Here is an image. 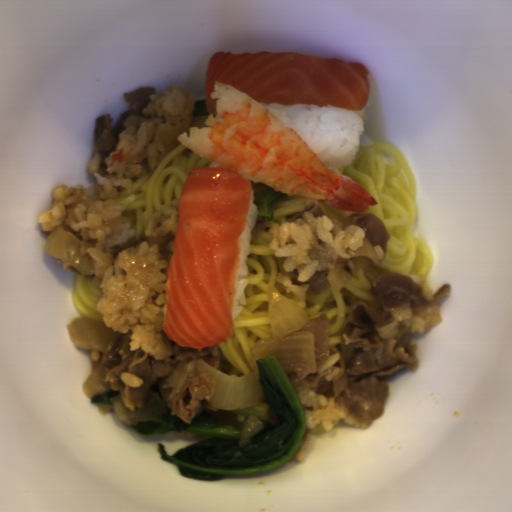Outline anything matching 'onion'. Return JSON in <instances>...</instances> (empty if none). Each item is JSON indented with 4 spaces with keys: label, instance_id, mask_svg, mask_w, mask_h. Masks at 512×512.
<instances>
[{
    "label": "onion",
    "instance_id": "275d332c",
    "mask_svg": "<svg viewBox=\"0 0 512 512\" xmlns=\"http://www.w3.org/2000/svg\"><path fill=\"white\" fill-rule=\"evenodd\" d=\"M105 367L101 363L93 368L91 374L82 386V392L87 398H92L96 394L107 390H114L106 381L104 376Z\"/></svg>",
    "mask_w": 512,
    "mask_h": 512
},
{
    "label": "onion",
    "instance_id": "06740285",
    "mask_svg": "<svg viewBox=\"0 0 512 512\" xmlns=\"http://www.w3.org/2000/svg\"><path fill=\"white\" fill-rule=\"evenodd\" d=\"M268 319L270 337H262L253 346L248 374H227L203 358L197 362L199 373L214 385L207 403L220 410L254 407L264 395L257 360L274 357L281 369L304 361L309 372L316 369V345L313 333L298 331L310 321L297 301L286 298L273 285L268 287Z\"/></svg>",
    "mask_w": 512,
    "mask_h": 512
},
{
    "label": "onion",
    "instance_id": "2ce2d468",
    "mask_svg": "<svg viewBox=\"0 0 512 512\" xmlns=\"http://www.w3.org/2000/svg\"><path fill=\"white\" fill-rule=\"evenodd\" d=\"M113 331L104 320L86 317H77L70 322L67 328L71 342L80 350L103 351L107 346V338ZM114 332V331H113Z\"/></svg>",
    "mask_w": 512,
    "mask_h": 512
},
{
    "label": "onion",
    "instance_id": "23ac38db",
    "mask_svg": "<svg viewBox=\"0 0 512 512\" xmlns=\"http://www.w3.org/2000/svg\"><path fill=\"white\" fill-rule=\"evenodd\" d=\"M110 402L111 404L98 402L96 406L103 414L113 409L116 419L130 426H138L141 422L156 418L169 409L159 391L148 394L142 404L134 410H130L125 406L120 393L113 397Z\"/></svg>",
    "mask_w": 512,
    "mask_h": 512
},
{
    "label": "onion",
    "instance_id": "55239325",
    "mask_svg": "<svg viewBox=\"0 0 512 512\" xmlns=\"http://www.w3.org/2000/svg\"><path fill=\"white\" fill-rule=\"evenodd\" d=\"M379 264L375 246L364 239L360 249L349 253V257L330 266L326 281L338 292L347 288L357 273L364 268Z\"/></svg>",
    "mask_w": 512,
    "mask_h": 512
},
{
    "label": "onion",
    "instance_id": "25a0d678",
    "mask_svg": "<svg viewBox=\"0 0 512 512\" xmlns=\"http://www.w3.org/2000/svg\"><path fill=\"white\" fill-rule=\"evenodd\" d=\"M264 423L255 415L248 416L239 437V445L243 446L248 443L250 437L263 427Z\"/></svg>",
    "mask_w": 512,
    "mask_h": 512
},
{
    "label": "onion",
    "instance_id": "6bf65262",
    "mask_svg": "<svg viewBox=\"0 0 512 512\" xmlns=\"http://www.w3.org/2000/svg\"><path fill=\"white\" fill-rule=\"evenodd\" d=\"M81 240L63 226L54 227L50 232L44 250L45 253L73 267L84 275H92L95 271L96 260L83 254Z\"/></svg>",
    "mask_w": 512,
    "mask_h": 512
}]
</instances>
